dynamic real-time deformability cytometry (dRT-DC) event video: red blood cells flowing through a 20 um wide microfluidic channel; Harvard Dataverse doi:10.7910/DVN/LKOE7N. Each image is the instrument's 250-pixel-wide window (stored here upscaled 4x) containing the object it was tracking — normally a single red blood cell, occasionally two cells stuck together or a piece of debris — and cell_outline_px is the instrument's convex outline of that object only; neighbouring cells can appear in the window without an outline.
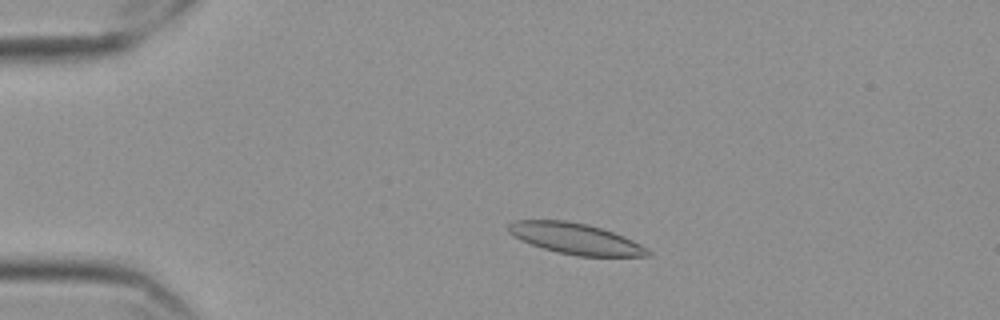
{"species": "Egyptian fruit bat (a non-hibernating species)", "species_latin": "Rousettus aegyptiacus", "temperature_condition": "cold", "stored_images_in_passage": 49, "camera_frame_rate_fps": 3000, "um_per_image_px": 0.085, "frame": {"image": 1, "passage_image": 4, "time_ms": 1.0, "image_size_px": [1000, 320], "cell_outline_px": [[652, 256], [576, 256], [556, 252], [520, 240], [512, 236], [508, 232], [508, 224], [516, 220], [564, 220], [588, 224], [624, 236], [648, 248], [652, 252]], "centroid_in_image_um": [48.92, 20.29], "position_along_channel_um": 36.1, "area_um2": 25.14}}
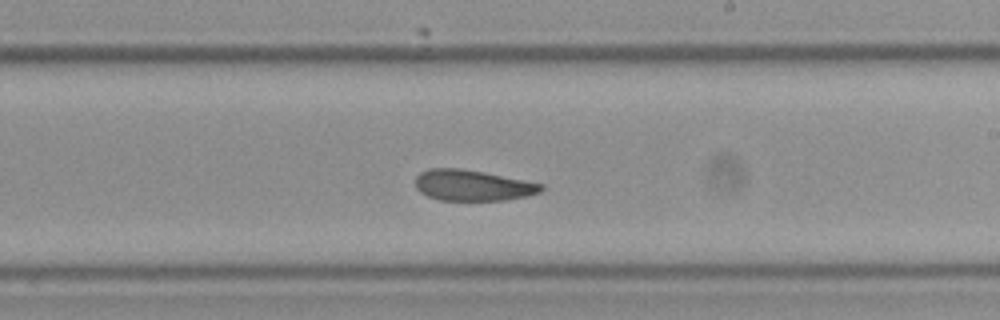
{"frame": {"image": 2, "passage_image": 26, "time_ms": 8.333, "image_size_px": [1000, 320], "cell_outline_px": [[544, 188], [540, 192], [524, 196], [504, 200], [440, 200], [428, 196], [420, 192], [416, 188], [416, 176], [420, 172], [428, 168], [460, 168], [484, 172], [544, 184]], "centroid_in_image_um": [40.14, 15.74], "position_along_channel_um": 248.9, "area_um2": 22.54}}
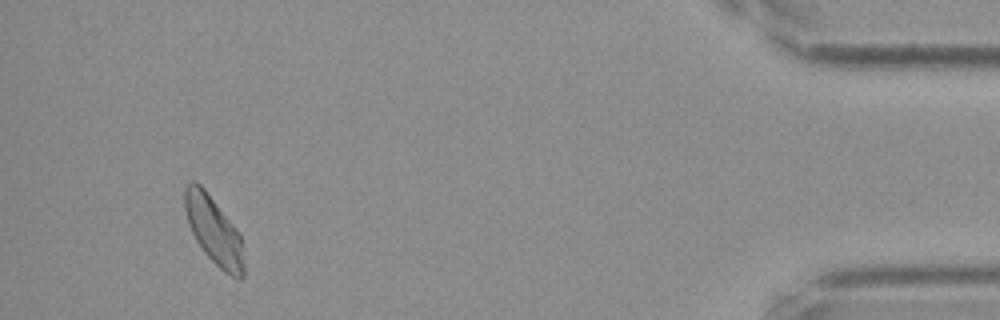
{"frame": {"image": 3, "passage_image": 46, "time_ms": 15.0, "image_size_px": [1000, 320], "cell_outline_px": [[244, 276], [240, 280], [224, 272], [204, 252], [196, 240], [188, 224], [184, 208], [184, 188], [192, 180], [196, 180], [204, 188], [236, 228], [240, 236], [244, 264]], "centroid_in_image_um": [18.15, 19.58], "position_along_channel_um": 417.0, "area_um2": 23.18}, "authors_computed_cell_mechanics": {"area_um2": 23.6402, "velocity_mm_per_s": 3.5062, "shape_relaxation_time_tau1_ms": 8.9268, "shape_relaxation_time_tau2_ms": 2.7666, "deformation_change_tau1": 0.1632, "deformation_change_tau2": 0.0865}}